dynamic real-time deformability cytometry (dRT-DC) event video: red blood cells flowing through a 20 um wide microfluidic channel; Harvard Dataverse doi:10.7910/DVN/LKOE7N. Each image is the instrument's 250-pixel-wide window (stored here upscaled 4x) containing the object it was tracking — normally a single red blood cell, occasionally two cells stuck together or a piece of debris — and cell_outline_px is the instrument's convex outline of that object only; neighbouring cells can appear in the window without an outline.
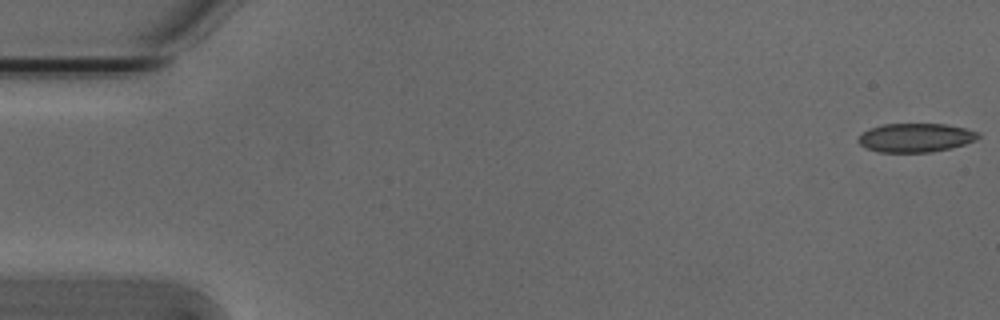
{"species": "Egyptian fruit bat (a non-hibernating species)", "species_latin": "Rousettus aegyptiacus", "temperature_condition": "cold", "stored_images_in_passage": 8, "camera_frame_rate_fps": 3000, "um_per_image_px": 0.085, "animal": {"sex": "male"}, "frame": {"image": 1, "passage_image": 1, "time_ms": 0.0, "image_size_px": [1000, 320], "cell_outline_px": [[980, 136], [976, 140], [964, 144], [932, 152], [880, 152], [868, 148], [860, 144], [856, 140], [860, 132], [884, 124], [944, 124], [964, 128], [980, 132]], "centroid_in_image_um": [77.81, 11.7], "position_along_channel_um": 7.2, "area_um2": 20.06}}